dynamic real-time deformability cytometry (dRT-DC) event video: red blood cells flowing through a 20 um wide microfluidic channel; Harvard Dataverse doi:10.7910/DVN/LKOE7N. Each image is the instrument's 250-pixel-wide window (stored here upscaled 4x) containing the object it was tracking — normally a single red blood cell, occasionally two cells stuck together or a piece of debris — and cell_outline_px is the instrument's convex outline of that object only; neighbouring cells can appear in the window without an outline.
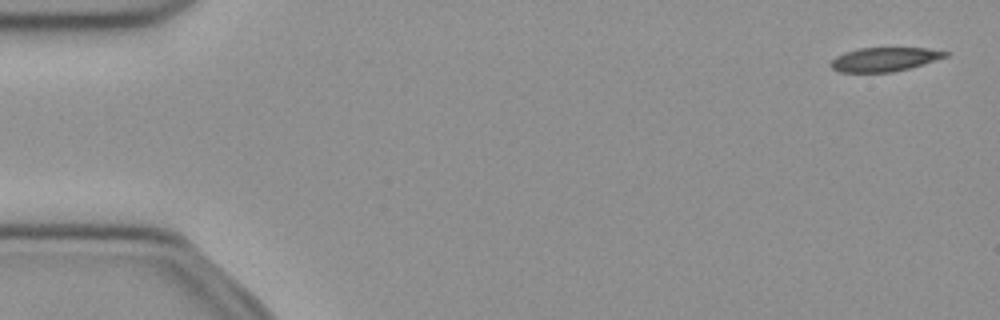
{"species": "common noctule bat (a hibernating species)", "species_latin": "Nyctalus noctula", "temperature_condition": "cold", "stored_images_in_passage": 51, "camera_frame_rate_fps": 3000, "um_per_image_px": 0.085, "animal": {"sex": "female", "body_mass_g": 21.9}, "frame": {"image": 1, "passage_image": 2, "time_ms": 0.333, "image_size_px": [1000, 320], "cell_outline_px": [[952, 52], [948, 56], [924, 64], [892, 72], [840, 72], [832, 68], [828, 64], [836, 56], [844, 52], [860, 48], [928, 48]], "centroid_in_image_um": [75.2, 5.04], "position_along_channel_um": 9.8, "area_um2": 16.07}}
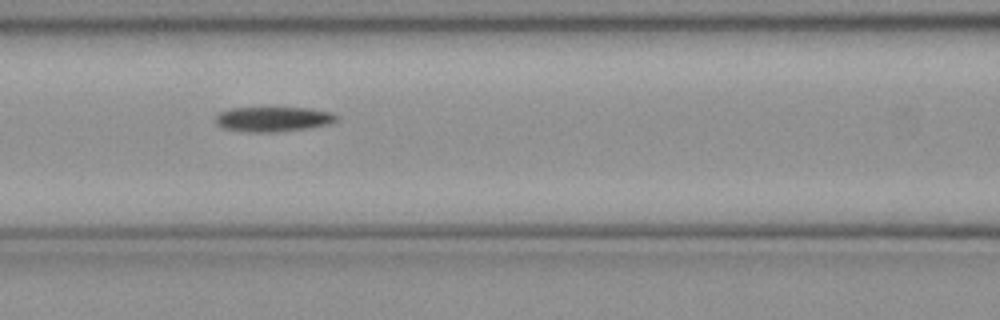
{"frame": {"image": 2, "passage_image": 22, "time_ms": 7.0, "image_size_px": [1000, 320], "cell_outline_px": [[336, 120], [328, 124], [308, 128], [276, 132], [248, 132], [220, 128], [216, 124], [216, 116], [220, 112], [232, 108], [312, 108], [332, 112], [336, 116]], "centroid_in_image_um": [23.19, 10.13], "position_along_channel_um": 143.4, "area_um2": 17.51}}
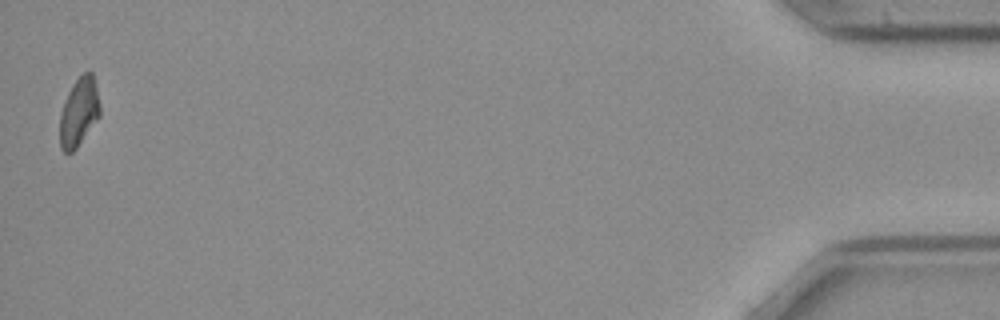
{"frame": {"image": 3, "passage_image": 51, "time_ms": 16.667, "image_size_px": [1000, 320], "cell_outline_px": [[100, 116], [76, 148], [72, 152], [64, 152], [60, 148], [60, 112], [64, 100], [72, 84], [84, 72], [92, 72], [100, 104]], "centroid_in_image_um": [6.7, 9.53], "position_along_channel_um": 428.5, "area_um2": 15.95}}